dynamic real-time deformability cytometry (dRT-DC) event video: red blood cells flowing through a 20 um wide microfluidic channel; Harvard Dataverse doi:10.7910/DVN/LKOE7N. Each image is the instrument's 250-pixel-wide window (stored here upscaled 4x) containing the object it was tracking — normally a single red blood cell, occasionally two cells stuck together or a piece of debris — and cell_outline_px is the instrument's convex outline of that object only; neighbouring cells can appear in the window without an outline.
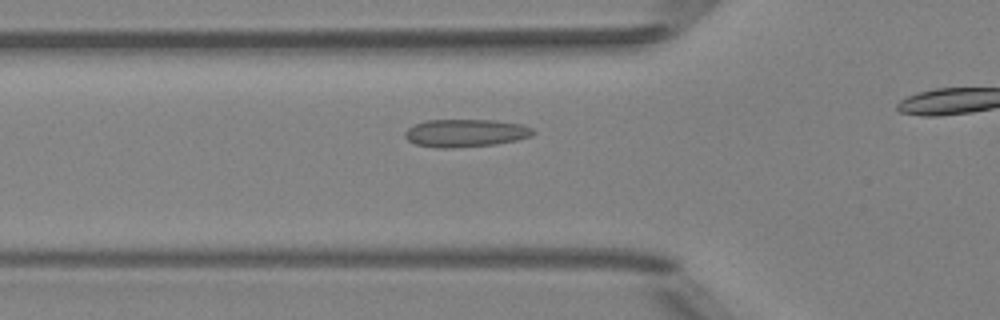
{"species": "Egyptian fruit bat (a non-hibernating species)", "species_latin": "Rousettus aegyptiacus", "temperature_condition": "room temperature", "stored_images_in_passage": 19, "camera_frame_rate_fps": 3000, "um_per_image_px": 0.085, "animal": {"sex": "female"}, "frame": {"image": 1, "passage_image": 14, "time_ms": 4.333, "image_size_px": [1000, 320], "cell_outline_px": [[536, 132], [532, 136], [516, 140], [496, 144], [452, 148], [436, 148], [416, 144], [408, 140], [404, 136], [404, 132], [408, 128], [416, 124], [428, 120], [496, 120], [520, 124], [532, 128]], "centroid_in_image_um": [39.58, 11.31], "position_along_channel_um": 86.2, "area_um2": 20.75}}